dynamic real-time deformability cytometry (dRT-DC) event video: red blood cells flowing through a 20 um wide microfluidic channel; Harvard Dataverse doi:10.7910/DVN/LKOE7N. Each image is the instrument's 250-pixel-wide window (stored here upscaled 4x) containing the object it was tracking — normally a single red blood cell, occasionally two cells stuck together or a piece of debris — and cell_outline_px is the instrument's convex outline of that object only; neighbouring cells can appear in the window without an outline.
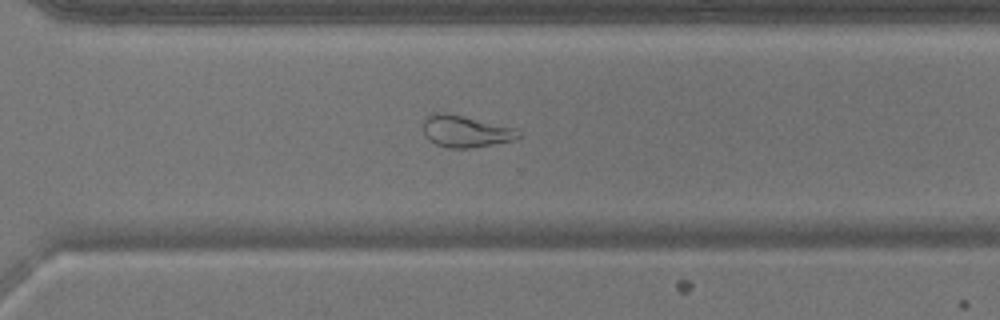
{"species": "common noctule bat (a hibernating species)", "species_latin": "Nyctalus noctula", "temperature_condition": "warm", "stored_images_in_passage": 50, "camera_frame_rate_fps": 3000, "um_per_image_px": 0.085, "animal": {"sex": "male", "body_mass_g": 17.9}, "frame": {"image": 1, "passage_image": 36, "time_ms": 11.667, "image_size_px": [1000, 320], "cell_outline_px": [[520, 136], [512, 140], [468, 148], [448, 148], [436, 144], [428, 140], [424, 136], [420, 124], [432, 112], [444, 112], [516, 128], [520, 132]], "centroid_in_image_um": [39.48, 11.15], "position_along_channel_um": 331.1, "area_um2": 17.63}}
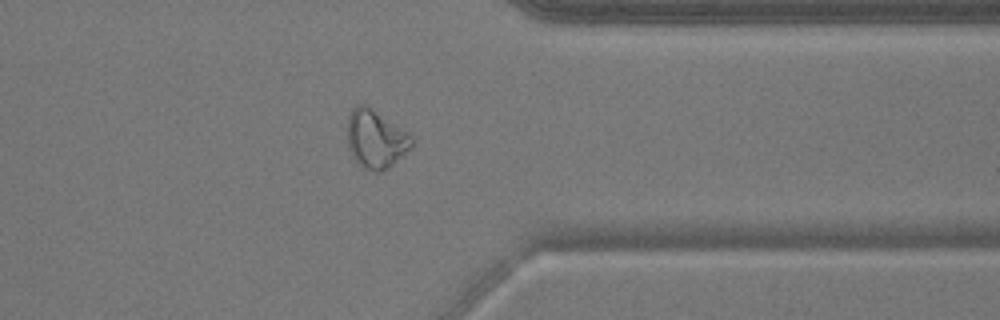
{"frame": {"image": 2, "passage_image": 40, "time_ms": 13.0, "image_size_px": [1000, 320], "cell_outline_px": [[412, 148], [392, 164], [380, 172], [376, 172], [364, 168], [356, 160], [348, 148], [348, 116], [352, 108], [356, 104], [368, 104], [412, 136]], "centroid_in_image_um": [31.93, 11.78], "position_along_channel_um": 379.5, "area_um2": 21.73}}
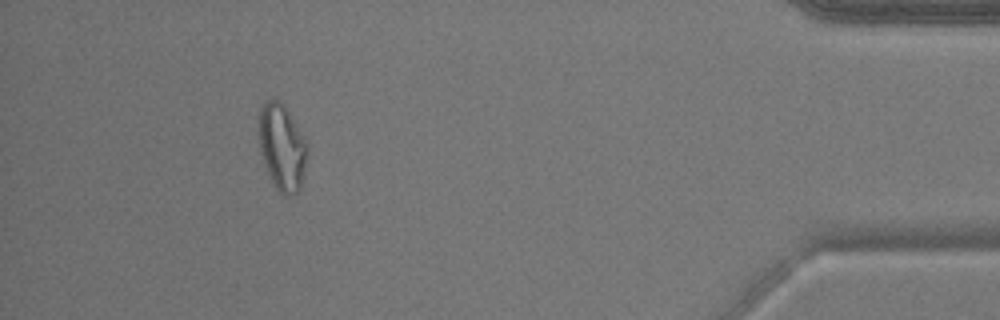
{"frame": {"image": 3, "passage_image": 46, "time_ms": 15.0, "image_size_px": [1000, 320], "cell_outline_px": [[308, 156], [304, 176], [300, 188], [296, 192], [288, 196], [280, 192], [276, 188], [268, 172], [260, 148], [260, 108], [268, 100], [280, 100], [284, 104], [308, 144]], "centroid_in_image_um": [24.02, 12.52], "position_along_channel_um": 411.2, "area_um2": 23.99}}